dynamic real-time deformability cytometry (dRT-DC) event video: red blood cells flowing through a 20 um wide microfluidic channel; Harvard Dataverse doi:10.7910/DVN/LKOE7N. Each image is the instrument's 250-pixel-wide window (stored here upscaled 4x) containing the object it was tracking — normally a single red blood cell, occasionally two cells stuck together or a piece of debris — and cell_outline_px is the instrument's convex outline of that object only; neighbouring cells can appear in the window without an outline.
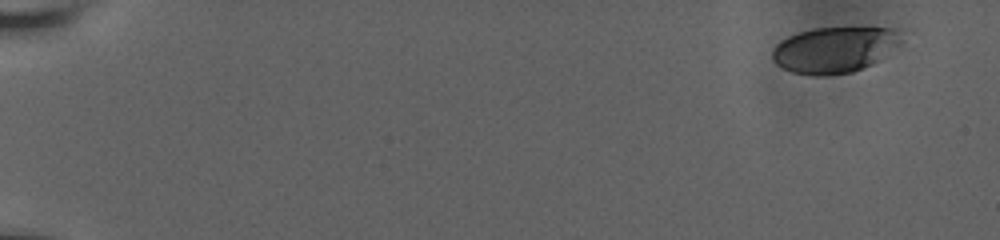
{"species": "human", "species_latin": "Homo sapiens", "temperature_condition": "room temperature", "stored_images_in_passage": 55, "camera_frame_rate_fps": 3000, "um_per_image_px": 0.085, "donor": {"sex": "male"}, "frame": {"image": 1, "passage_image": 1, "time_ms": 0.0, "image_size_px": [1000, 240], "cell_outline_px": [[904, 40], [900, 44], [880, 60], [872, 64], [852, 72], [820, 76], [812, 76], [792, 72], [776, 64], [772, 60], [772, 48], [776, 44], [788, 36], [800, 32], [816, 28], [896, 28]], "centroid_in_image_um": [70.94, 4.23], "position_along_channel_um": 14.1, "area_um2": 34.62}}
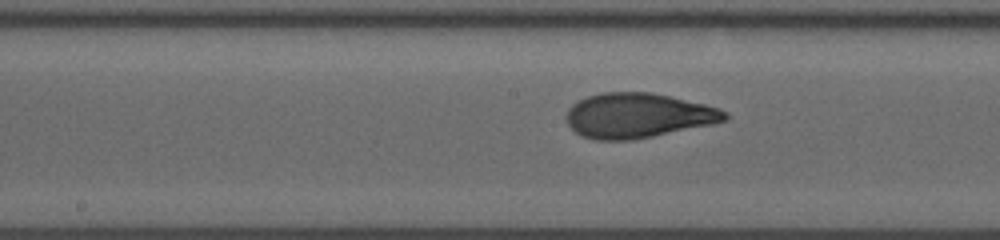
{"frame": {"image": 2, "passage_image": 30, "time_ms": 9.667, "image_size_px": [1000, 240], "cell_outline_px": [[728, 120], [712, 124], [632, 140], [596, 140], [584, 136], [576, 132], [568, 124], [568, 108], [572, 104], [588, 96], [600, 92], [652, 92], [704, 104], [720, 108], [728, 112]], "centroid_in_image_um": [54.25, 9.81], "position_along_channel_um": 193.9, "area_um2": 41.15}}
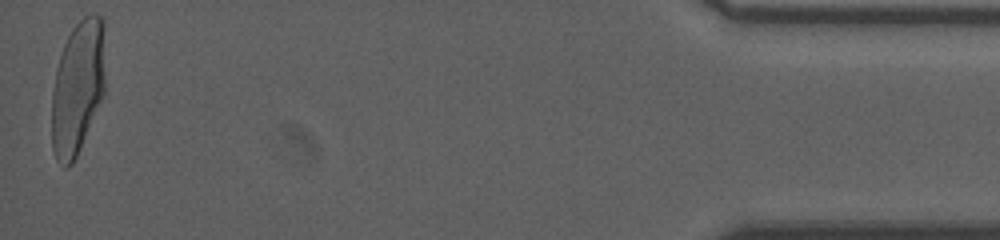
{"frame": {"image": 3, "passage_image": 55, "time_ms": 18.0, "image_size_px": [1000, 240], "cell_outline_px": [[104, 96], [76, 156], [72, 164], [68, 168], [64, 168], [56, 160], [52, 148], [52, 92], [56, 68], [64, 44], [72, 28], [84, 16], [92, 12], [96, 12], [104, 20]], "centroid_in_image_um": [6.61, 7.42], "position_along_channel_um": 428.6, "area_um2": 42.08}, "authors_computed_cell_mechanics": {"area_um2": 40.4022, "velocity_mm_per_s": 3.7833, "shape_relaxation_time_tau1_ms": 4.1742, "shape_relaxation_time_tau2_ms": null, "deformation_change_tau1": 0.2021, "deformation_change_tau2": null}}